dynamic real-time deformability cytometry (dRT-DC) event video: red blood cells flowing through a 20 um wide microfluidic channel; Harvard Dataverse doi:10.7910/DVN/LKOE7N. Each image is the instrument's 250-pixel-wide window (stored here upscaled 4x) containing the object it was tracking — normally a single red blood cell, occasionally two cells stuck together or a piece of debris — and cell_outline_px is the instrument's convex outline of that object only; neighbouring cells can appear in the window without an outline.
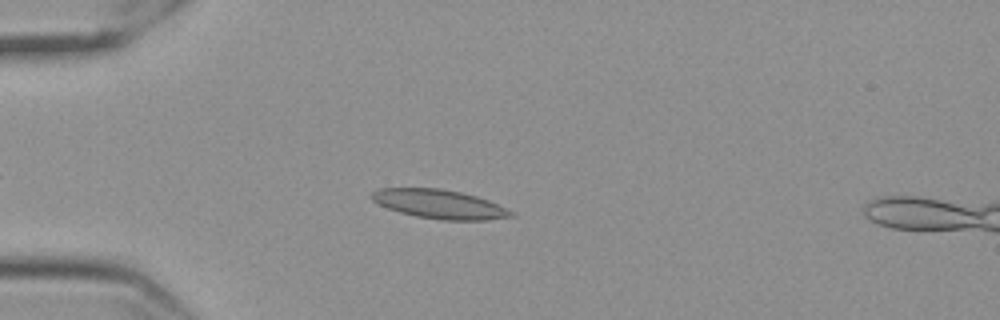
{"species": "Egyptian fruit bat (a non-hibernating species)", "species_latin": "Rousettus aegyptiacus", "temperature_condition": "cold", "stored_images_in_passage": 49, "camera_frame_rate_fps": 3000, "um_per_image_px": 0.085, "frame": {"image": 1, "passage_image": 11, "time_ms": 3.333, "image_size_px": [1000, 320], "cell_outline_px": [[516, 216], [488, 220], [440, 220], [416, 216], [400, 212], [388, 208], [372, 200], [368, 196], [372, 192], [380, 188], [440, 188], [460, 192], [476, 196], [488, 200], [516, 212]], "centroid_in_image_um": [37.38, 17.35], "position_along_channel_um": 47.6, "area_um2": 23.64}}
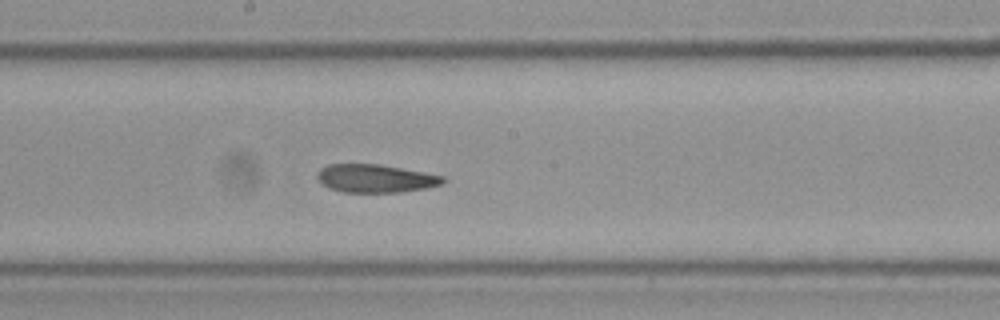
{"frame": {"image": 2, "passage_image": 27, "time_ms": 8.667, "image_size_px": [1000, 320], "cell_outline_px": [[444, 180], [440, 184], [424, 188], [400, 192], [344, 192], [328, 188], [316, 176], [316, 172], [320, 168], [328, 164], [380, 164], [444, 176]], "centroid_in_image_um": [31.86, 15.16], "position_along_channel_um": 216.3, "area_um2": 20.4}}
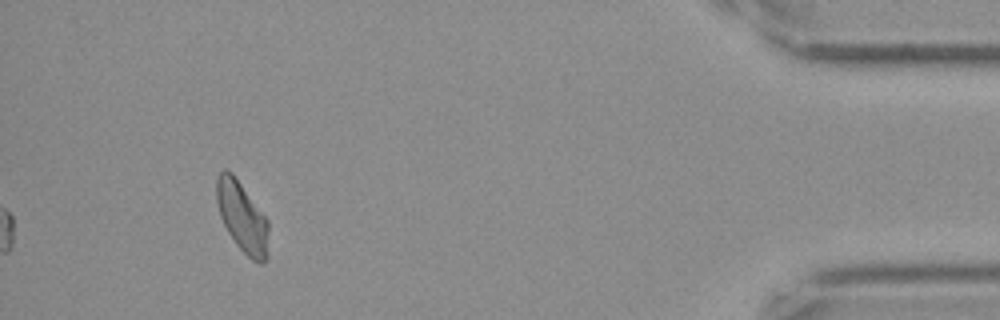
{"frame": {"image": 3, "passage_image": 49, "time_ms": 16.0, "image_size_px": [1000, 320], "cell_outline_px": [[268, 256], [264, 264], [260, 264], [252, 260], [236, 244], [228, 232], [220, 216], [216, 200], [216, 180], [220, 172], [224, 168], [232, 172], [268, 220]], "centroid_in_image_um": [20.59, 18.46], "position_along_channel_um": 414.6, "area_um2": 21.33}, "authors_computed_cell_mechanics": {"area_um2": 21.1548, "velocity_mm_per_s": 3.5209, "shape_relaxation_time_tau1_ms": 4.6872, "shape_relaxation_time_tau2_ms": 3.0197, "deformation_change_tau1": 0.1386, "deformation_change_tau2": 0.0976}}